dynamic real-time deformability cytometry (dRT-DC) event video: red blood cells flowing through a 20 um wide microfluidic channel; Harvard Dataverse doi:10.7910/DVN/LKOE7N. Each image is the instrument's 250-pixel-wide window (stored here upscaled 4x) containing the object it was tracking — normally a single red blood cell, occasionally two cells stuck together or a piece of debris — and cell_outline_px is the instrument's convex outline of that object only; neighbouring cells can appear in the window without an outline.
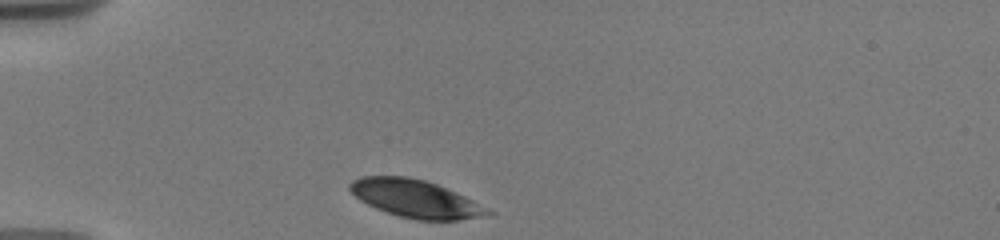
{"species": "human", "species_latin": "Homo sapiens", "temperature_condition": "warm", "stored_images_in_passage": 23, "camera_frame_rate_fps": 3000, "um_per_image_px": 0.085, "donor": {"sex": "male"}, "frame": {"image": 1, "passage_image": 1, "time_ms": 0.0, "image_size_px": [1000, 240], "cell_outline_px": [[496, 212], [488, 216], [460, 220], [416, 220], [400, 216], [376, 208], [360, 200], [348, 188], [348, 184], [352, 180], [360, 176], [408, 176], [424, 180], [436, 184], [464, 196]], "centroid_in_image_um": [35.33, 16.89], "position_along_channel_um": 49.7, "area_um2": 30.23}}
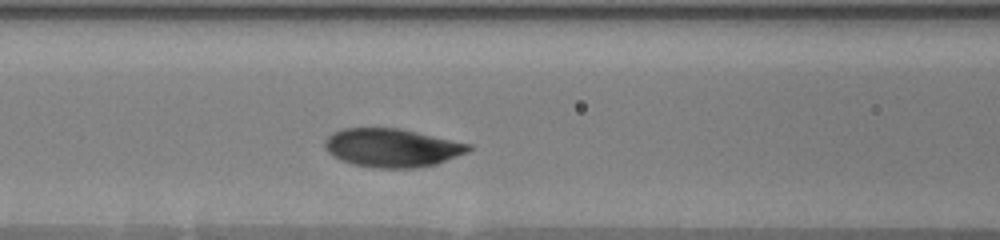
{"frame": {"image": 2, "passage_image": 15, "time_ms": 3.0, "image_size_px": [1000, 240], "cell_outline_px": [[472, 148], [468, 152], [436, 164], [416, 168], [372, 168], [352, 164], [340, 160], [332, 156], [324, 148], [324, 140], [332, 132], [340, 128], [400, 128], [472, 144]], "centroid_in_image_um": [33.29, 12.56], "position_along_channel_um": 133.3, "area_um2": 32.6}}
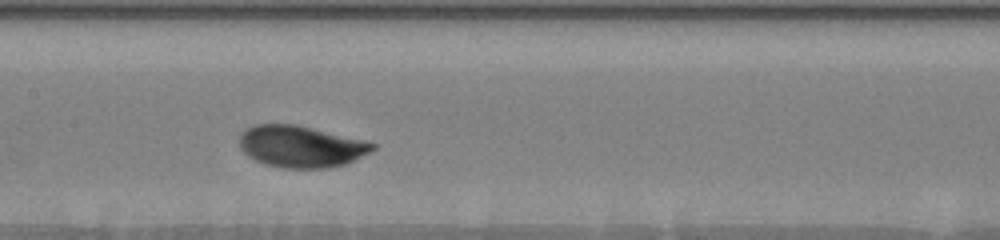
{"frame": {"image": 3, "passage_image": 22, "time_ms": 4.333, "image_size_px": [1000, 240], "cell_outline_px": [[376, 148], [348, 164], [328, 168], [284, 168], [264, 164], [248, 156], [240, 148], [240, 132], [244, 128], [256, 124], [296, 124], [376, 144]], "centroid_in_image_um": [25.53, 12.46], "position_along_channel_um": 181.9, "area_um2": 32.25}}